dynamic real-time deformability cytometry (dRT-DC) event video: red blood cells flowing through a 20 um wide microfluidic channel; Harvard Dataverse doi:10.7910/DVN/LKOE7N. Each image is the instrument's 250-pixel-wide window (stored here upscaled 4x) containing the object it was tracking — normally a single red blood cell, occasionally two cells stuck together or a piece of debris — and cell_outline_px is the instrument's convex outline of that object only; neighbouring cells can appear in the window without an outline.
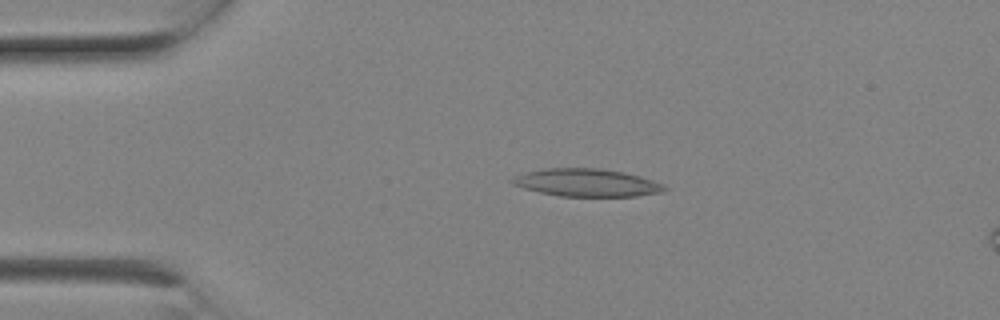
{"species": "Egyptian fruit bat (a non-hibernating species)", "species_latin": "Rousettus aegyptiacus", "temperature_condition": "room temperature", "stored_images_in_passage": 6, "camera_frame_rate_fps": 3000, "um_per_image_px": 0.085, "animal": {"sex": "female"}, "frame": {"image": 1, "passage_image": 3, "time_ms": 0.667, "image_size_px": [1000, 320], "cell_outline_px": [[668, 188], [660, 192], [636, 196], [560, 196], [540, 192], [524, 188], [512, 184], [508, 180], [512, 176], [524, 172], [548, 168], [600, 168], [624, 172], [640, 176], [664, 184]], "centroid_in_image_um": [49.83, 15.52], "position_along_channel_um": 35.2, "area_um2": 24.62}}
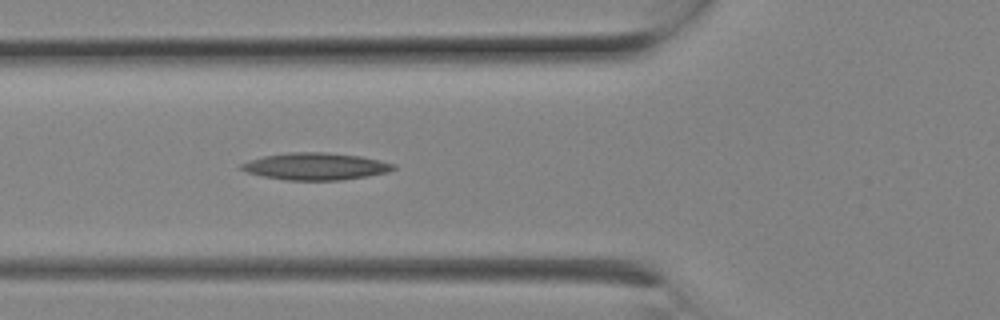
{"frame": {"image": 2, "passage_image": 6, "time_ms": 1.667, "image_size_px": [1000, 320], "cell_outline_px": [[396, 168], [388, 172], [368, 176], [340, 180], [284, 180], [264, 176], [248, 172], [240, 168], [240, 164], [264, 156], [288, 152], [328, 152], [360, 156], [380, 160], [396, 164]], "centroid_in_image_um": [26.87, 14.14], "position_along_channel_um": 98.9, "area_um2": 23.93}}